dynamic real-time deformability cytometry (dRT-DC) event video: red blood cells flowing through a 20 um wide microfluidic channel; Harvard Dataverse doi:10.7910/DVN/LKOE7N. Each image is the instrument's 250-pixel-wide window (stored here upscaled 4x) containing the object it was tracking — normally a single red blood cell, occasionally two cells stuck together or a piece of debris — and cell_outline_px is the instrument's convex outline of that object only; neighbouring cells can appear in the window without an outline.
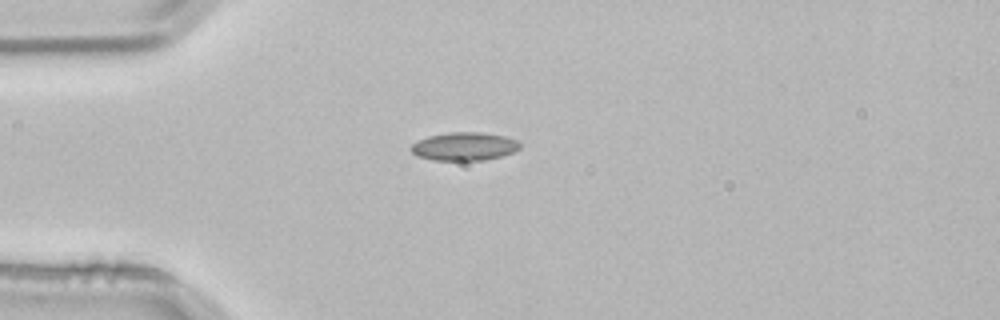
{"species": "common noctule bat (a hibernating species)", "species_latin": "Nyctalus noctula", "temperature_condition": "room temperature", "stored_images_in_passage": 3, "camera_frame_rate_fps": 3000, "um_per_image_px": 0.085, "animal": {"sex": "male", "body_mass_g": 21.5, "forearm_length_mm": 52.0}, "frame": {"image": 1, "passage_image": 3, "time_ms": 0.667, "image_size_px": [1000, 320], "cell_outline_px": [[520, 148], [512, 152], [500, 156], [484, 160], [432, 160], [416, 156], [408, 148], [416, 140], [428, 136], [448, 132], [484, 132], [504, 136], [520, 140]], "centroid_in_image_um": [39.43, 12.43], "position_along_channel_um": 45.6, "area_um2": 18.15}}